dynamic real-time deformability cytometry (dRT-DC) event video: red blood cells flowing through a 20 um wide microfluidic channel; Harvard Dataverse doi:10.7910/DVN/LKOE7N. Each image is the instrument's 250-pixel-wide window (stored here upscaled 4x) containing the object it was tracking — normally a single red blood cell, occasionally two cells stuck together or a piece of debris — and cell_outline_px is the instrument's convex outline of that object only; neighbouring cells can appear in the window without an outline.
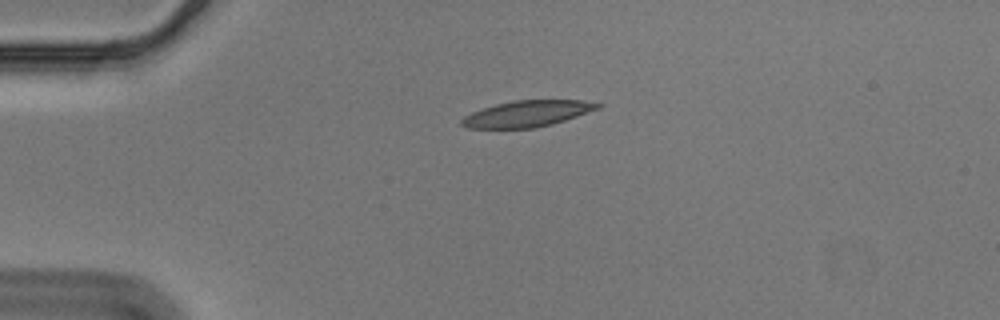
{"species": "Egyptian fruit bat (a non-hibernating species)", "species_latin": "Rousettus aegyptiacus", "temperature_condition": "cold", "stored_images_in_passage": 44, "camera_frame_rate_fps": 3000, "um_per_image_px": 0.085, "animal": {"sex": "male"}, "frame": {"image": 1, "passage_image": 1, "time_ms": 0.0, "image_size_px": [1000, 320], "cell_outline_px": [[604, 104], [600, 108], [552, 124], [536, 128], [468, 128], [460, 124], [460, 120], [464, 116], [472, 112], [496, 104], [512, 100], [580, 100]], "centroid_in_image_um": [44.8, 9.66], "position_along_channel_um": 40.2, "area_um2": 20.69}}
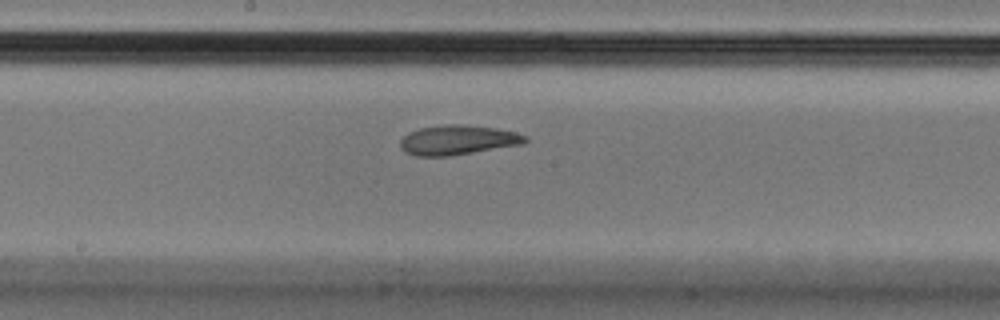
{"frame": {"image": 2, "passage_image": 18, "time_ms": 5.667, "image_size_px": [1000, 320], "cell_outline_px": [[528, 140], [524, 144], [452, 156], [416, 156], [404, 152], [400, 148], [400, 140], [408, 132], [420, 128], [444, 124], [460, 124], [496, 128], [516, 132], [528, 136]], "centroid_in_image_um": [38.92, 11.9], "position_along_channel_um": 209.3, "area_um2": 21.91}}
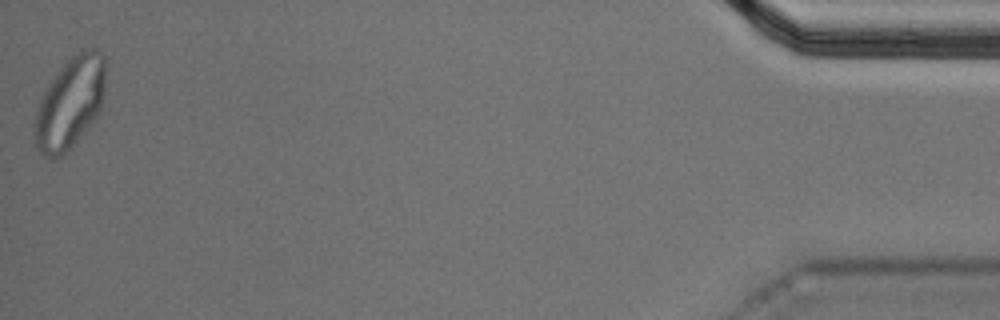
{"frame": {"image": 3, "passage_image": 44, "time_ms": 14.333, "image_size_px": [1000, 320], "cell_outline_px": [[104, 96], [100, 108], [96, 116], [84, 132], [60, 156], [52, 160], [40, 152], [32, 144], [32, 124], [36, 108], [48, 84], [60, 68], [72, 56], [88, 48], [96, 48], [104, 52]], "centroid_in_image_um": [5.9, 8.77], "position_along_channel_um": 429.3, "area_um2": 37.8}, "authors_computed_cell_mechanics": {"area_um2": 22.3686, "velocity_mm_per_s": 3.5479, "shape_relaxation_time_tau1_ms": null, "shape_relaxation_time_tau2_ms": 2.3238, "deformation_change_tau1": null, "deformation_change_tau2": 0.0937}}